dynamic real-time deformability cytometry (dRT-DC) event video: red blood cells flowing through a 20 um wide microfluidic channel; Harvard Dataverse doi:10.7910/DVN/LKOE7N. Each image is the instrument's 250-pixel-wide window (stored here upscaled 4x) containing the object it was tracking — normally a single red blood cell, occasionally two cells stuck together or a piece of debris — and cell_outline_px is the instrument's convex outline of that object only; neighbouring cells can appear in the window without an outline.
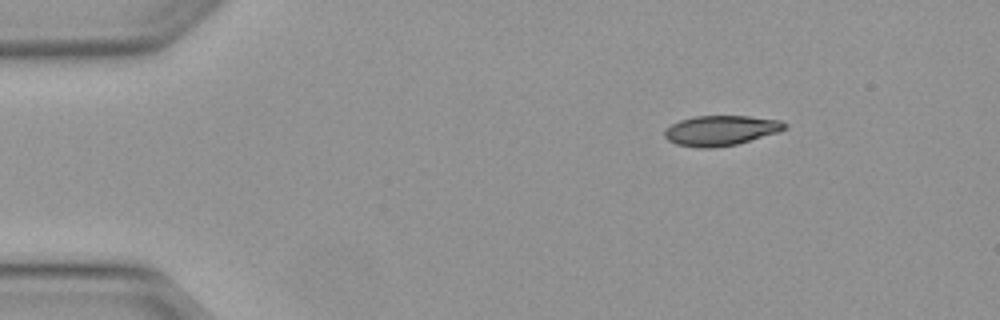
{"species": "Egyptian fruit bat (a non-hibernating species)", "species_latin": "Rousettus aegyptiacus", "temperature_condition": "warm", "stored_images_in_passage": 43, "camera_frame_rate_fps": 3000, "um_per_image_px": 0.085, "animal": {"sex": "female"}, "frame": {"image": 1, "passage_image": 1, "time_ms": 0.0, "image_size_px": [1000, 320], "cell_outline_px": [[784, 128], [776, 132], [736, 144], [712, 148], [700, 148], [676, 144], [668, 140], [664, 136], [664, 132], [672, 124], [680, 120], [696, 116], [748, 116], [780, 120], [784, 124]], "centroid_in_image_um": [61.2, 11.09], "position_along_channel_um": 23.8, "area_um2": 20.58}}
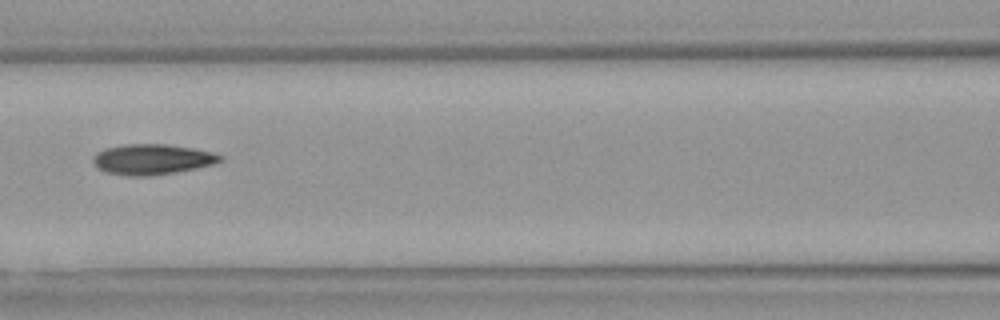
{"frame": {"image": 2, "passage_image": 16, "time_ms": 5.0, "image_size_px": [1000, 320], "cell_outline_px": [[224, 156], [220, 160], [212, 164], [196, 168], [176, 172], [152, 176], [128, 176], [104, 172], [96, 168], [92, 160], [92, 156], [96, 152], [104, 148], [124, 144], [168, 144], [192, 148], [212, 152]], "centroid_in_image_um": [12.86, 13.54], "position_along_channel_um": 153.7, "area_um2": 22.77}}
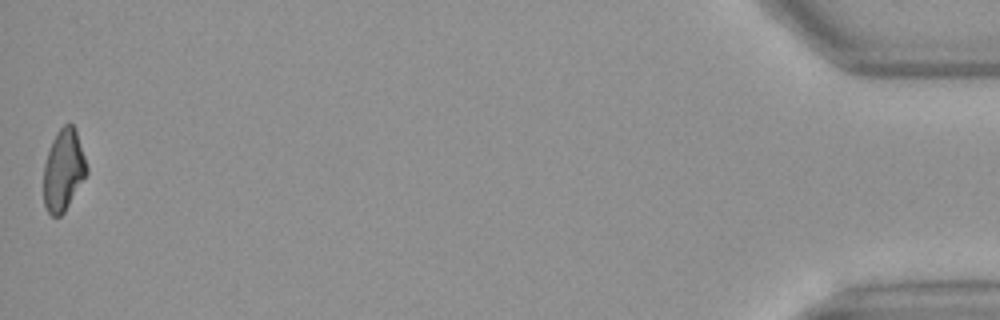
{"frame": {"image": 3, "passage_image": 43, "time_ms": 14.0, "image_size_px": [1000, 320], "cell_outline_px": [[88, 172], [64, 212], [60, 216], [52, 216], [48, 212], [44, 204], [44, 164], [52, 140], [56, 132], [64, 124], [72, 124], [76, 132], [88, 168]], "centroid_in_image_um": [5.38, 14.47], "position_along_channel_um": 429.8, "area_um2": 20.17}, "authors_computed_cell_mechanics": {"area_um2": 21.6172, "velocity_mm_per_s": 4.1475, "shape_relaxation_time_tau1_ms": null, "shape_relaxation_time_tau2_ms": 4.3067, "deformation_change_tau1": null, "deformation_change_tau2": 0.1191}}